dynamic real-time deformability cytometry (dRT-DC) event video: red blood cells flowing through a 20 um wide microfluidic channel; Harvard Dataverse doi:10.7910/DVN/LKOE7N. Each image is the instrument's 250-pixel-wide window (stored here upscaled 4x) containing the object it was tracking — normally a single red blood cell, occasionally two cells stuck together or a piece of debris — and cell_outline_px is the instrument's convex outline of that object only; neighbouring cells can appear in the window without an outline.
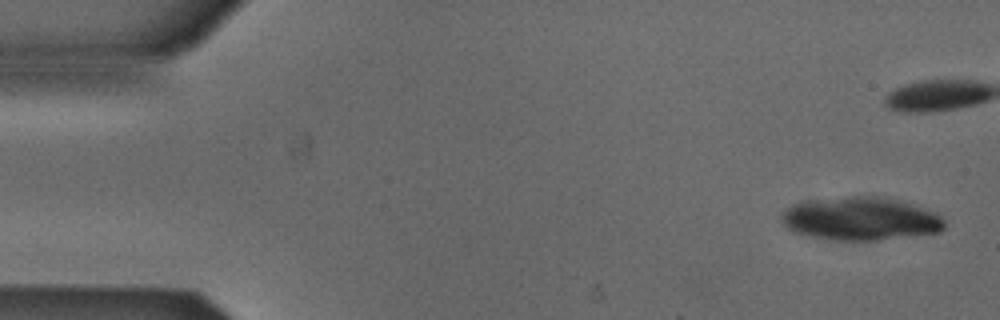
{"species": "Egyptian fruit bat (a non-hibernating species)", "species_latin": "Rousettus aegyptiacus", "temperature_condition": "cold", "stored_images_in_passage": 38, "camera_frame_rate_fps": 3000, "um_per_image_px": 0.085, "animal": {"sex": "male"}, "frame": {"image": 1, "passage_image": 1, "time_ms": 0.0, "image_size_px": [1000, 320], "cell_outline_px": [[944, 228], [940, 232], [876, 240], [832, 240], [808, 236], [796, 232], [788, 228], [780, 220], [784, 212], [792, 204], [800, 200], [852, 196], [876, 196], [900, 200], [936, 212], [944, 220]], "centroid_in_image_um": [73.13, 18.58], "position_along_channel_um": 11.9, "area_um2": 41.15}}